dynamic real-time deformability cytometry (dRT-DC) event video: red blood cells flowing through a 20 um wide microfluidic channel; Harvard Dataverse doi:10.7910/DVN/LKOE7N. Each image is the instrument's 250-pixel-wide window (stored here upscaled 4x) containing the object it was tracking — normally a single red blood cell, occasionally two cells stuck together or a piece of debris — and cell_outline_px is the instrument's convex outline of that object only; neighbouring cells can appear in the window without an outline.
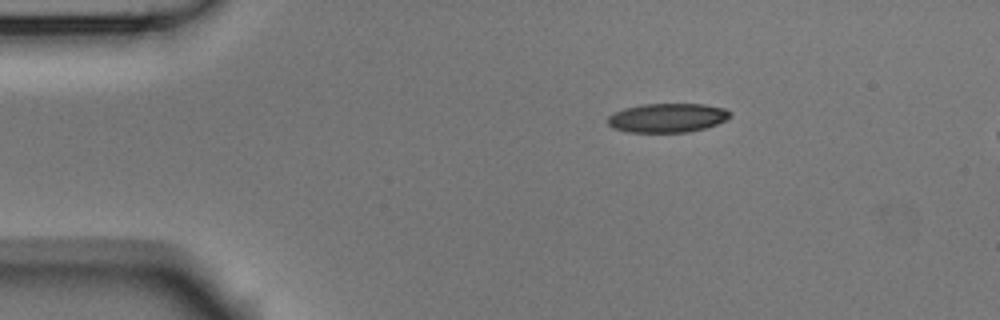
{"species": "Egyptian fruit bat (a non-hibernating species)", "species_latin": "Rousettus aegyptiacus", "temperature_condition": "room temperature", "stored_images_in_passage": 5, "camera_frame_rate_fps": 3000, "um_per_image_px": 0.085, "animal": {"sex": "male"}, "frame": {"image": 1, "passage_image": 5, "time_ms": 1.333, "image_size_px": [1000, 320], "cell_outline_px": [[732, 116], [716, 124], [704, 128], [688, 132], [628, 132], [612, 128], [608, 124], [608, 116], [612, 112], [624, 108], [640, 104], [704, 104], [724, 108], [732, 112]], "centroid_in_image_um": [56.7, 10.01], "position_along_channel_um": 28.3, "area_um2": 20.87}}